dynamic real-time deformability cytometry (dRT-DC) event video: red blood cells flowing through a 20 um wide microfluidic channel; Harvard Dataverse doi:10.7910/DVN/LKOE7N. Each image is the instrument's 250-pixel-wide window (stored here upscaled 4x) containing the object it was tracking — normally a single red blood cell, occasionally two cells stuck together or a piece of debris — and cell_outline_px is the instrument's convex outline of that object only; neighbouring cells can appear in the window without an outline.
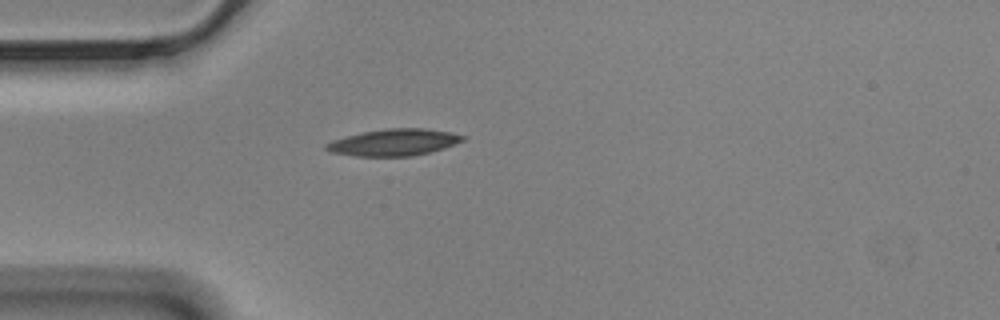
{"species": "Egyptian fruit bat (a non-hibernating species)", "species_latin": "Rousettus aegyptiacus", "temperature_condition": "cold", "stored_images_in_passage": 43, "camera_frame_rate_fps": 3000, "um_per_image_px": 0.085, "animal": {"sex": "male"}, "frame": {"image": 1, "passage_image": 1, "time_ms": 0.0, "image_size_px": [1000, 320], "cell_outline_px": [[464, 140], [444, 148], [412, 156], [356, 156], [332, 152], [324, 148], [324, 144], [332, 140], [364, 132], [384, 128], [424, 128], [448, 132], [464, 136]], "centroid_in_image_um": [33.45, 12.1], "position_along_channel_um": 51.5, "area_um2": 20.98}}
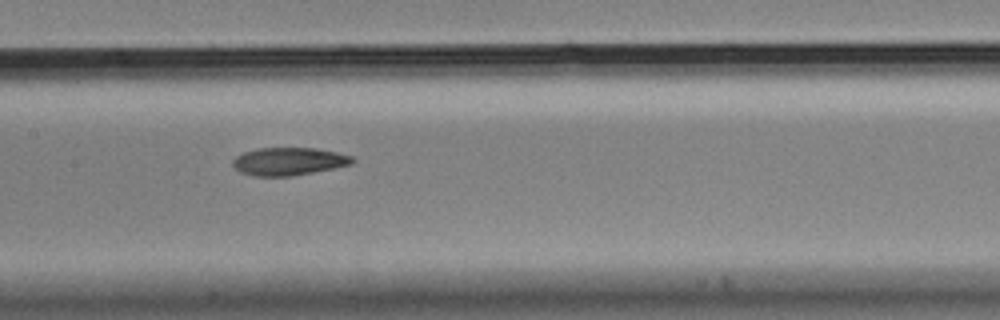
{"frame": {"image": 2, "passage_image": 13, "time_ms": 4.0, "image_size_px": [1000, 320], "cell_outline_px": [[356, 160], [352, 164], [292, 176], [252, 176], [240, 172], [232, 164], [232, 160], [236, 156], [244, 152], [260, 148], [316, 148], [336, 152], [352, 156]], "centroid_in_image_um": [24.53, 13.72], "position_along_channel_um": 182.9, "area_um2": 19.31}}
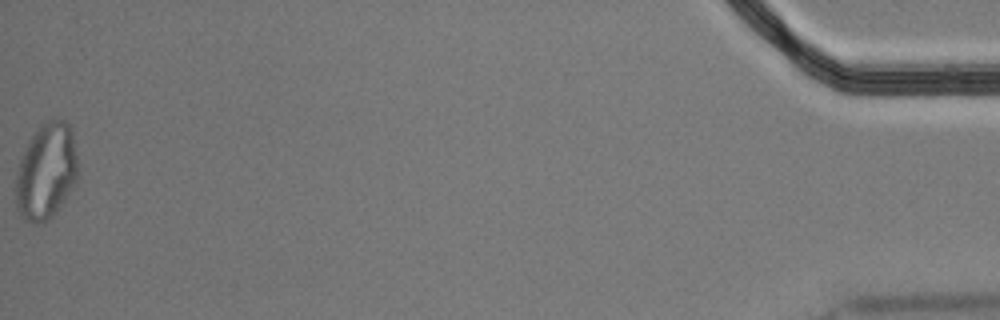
{"frame": {"image": 3, "passage_image": 43, "time_ms": 14.0, "image_size_px": [1000, 320], "cell_outline_px": [[80, 176], [76, 184], [56, 212], [48, 220], [36, 224], [32, 224], [24, 220], [16, 208], [16, 172], [24, 148], [28, 140], [40, 124], [48, 120], [64, 120], [68, 124], [72, 132]], "centroid_in_image_um": [3.93, 14.59], "position_along_channel_um": 431.3, "area_um2": 35.32}, "authors_computed_cell_mechanics": {"area_um2": 20.3456, "velocity_mm_per_s": 3.4753, "shape_relaxation_time_tau1_ms": 9.2082, "shape_relaxation_time_tau2_ms": 4.8892, "deformation_change_tau1": 0.2132, "deformation_change_tau2": 0.1214}}